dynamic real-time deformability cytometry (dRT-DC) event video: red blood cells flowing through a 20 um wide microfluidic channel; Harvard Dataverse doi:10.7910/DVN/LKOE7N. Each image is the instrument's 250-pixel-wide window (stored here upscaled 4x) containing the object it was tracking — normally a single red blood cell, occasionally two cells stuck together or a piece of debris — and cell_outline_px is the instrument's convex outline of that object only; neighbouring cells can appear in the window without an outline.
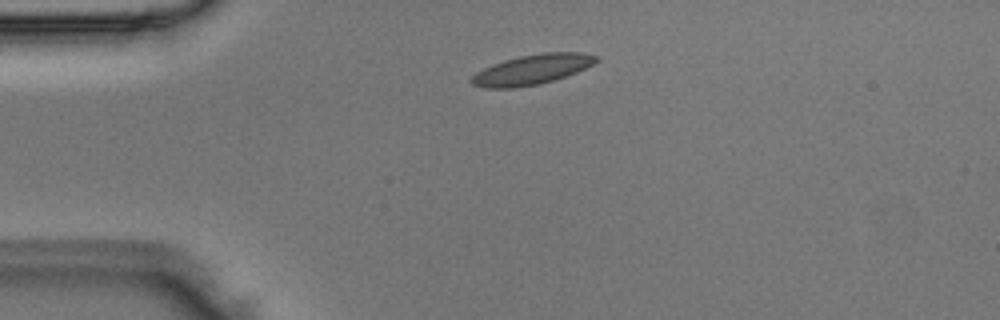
{"species": "Egyptian fruit bat (a non-hibernating species)", "species_latin": "Rousettus aegyptiacus", "temperature_condition": "room temperature", "stored_images_in_passage": 5, "camera_frame_rate_fps": 3000, "um_per_image_px": 0.085, "animal": {"sex": "male"}, "frame": {"image": 1, "passage_image": 1, "time_ms": 0.0, "image_size_px": [1000, 320], "cell_outline_px": [[600, 60], [576, 72], [540, 84], [512, 88], [488, 88], [472, 84], [468, 80], [476, 72], [492, 64], [504, 60], [520, 56], [544, 52], [580, 52], [600, 56]], "centroid_in_image_um": [45.22, 5.9], "position_along_channel_um": 39.8, "area_um2": 21.68}}
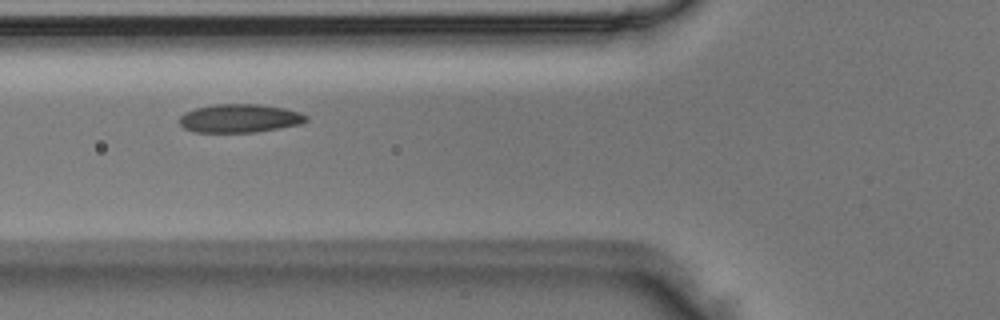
{"frame": {"image": 2, "passage_image": 3, "time_ms": 0.667, "image_size_px": [1000, 320], "cell_outline_px": [[308, 120], [300, 124], [256, 132], [192, 132], [184, 128], [180, 124], [180, 116], [184, 112], [196, 108], [216, 104], [260, 104], [284, 108], [300, 112], [308, 116]], "centroid_in_image_um": [20.37, 10.05], "position_along_channel_um": 105.4, "area_um2": 21.04}}
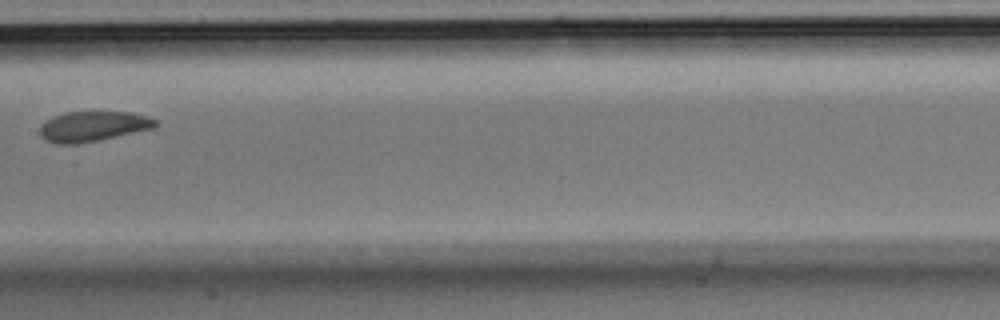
{"frame": {"image": 3, "passage_image": 5, "time_ms": 1.333, "image_size_px": [1000, 320], "cell_outline_px": [[160, 124], [156, 128], [76, 144], [56, 144], [44, 140], [40, 136], [40, 124], [52, 116], [64, 112], [132, 112], [148, 116], [156, 120]], "centroid_in_image_um": [7.9, 10.73], "position_along_channel_um": 199.5, "area_um2": 20.52}}